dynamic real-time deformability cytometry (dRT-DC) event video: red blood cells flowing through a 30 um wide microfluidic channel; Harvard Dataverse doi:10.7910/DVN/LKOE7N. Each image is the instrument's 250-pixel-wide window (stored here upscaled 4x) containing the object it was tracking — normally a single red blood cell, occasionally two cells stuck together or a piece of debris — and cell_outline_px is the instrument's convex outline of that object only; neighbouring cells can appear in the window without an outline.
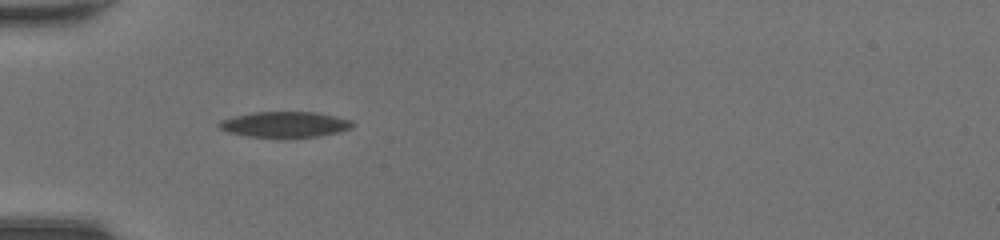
{"species": "common noctule bat (a hibernating species)", "species_latin": "Nyctalus noctula", "temperature_condition": "room temperature", "stored_images_in_passage": 33, "camera_frame_rate_fps": 3000, "um_per_image_px": 0.085, "animal": {"sex": "female", "body_mass_g": 20.0, "forearm_length_mm": 54.0}, "frame": {"image": 1, "passage_image": 1, "time_ms": 0.0, "image_size_px": [1000, 240], "cell_outline_px": [[356, 124], [352, 128], [340, 132], [320, 136], [248, 136], [228, 132], [220, 128], [216, 124], [220, 120], [232, 116], [256, 112], [316, 112], [336, 116], [352, 120]], "centroid_in_image_um": [24.25, 10.56], "position_along_channel_um": 60.8, "area_um2": 19.83}}
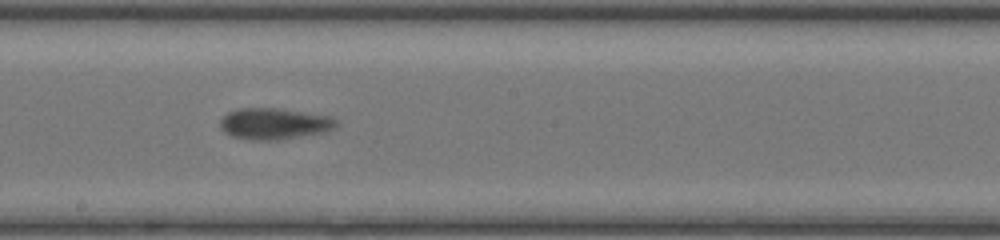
{"frame": {"image": 2, "passage_image": 13, "time_ms": 4.0, "image_size_px": [1000, 240], "cell_outline_px": [[340, 124], [336, 128], [324, 132], [280, 140], [256, 140], [232, 136], [224, 132], [220, 128], [220, 120], [228, 112], [236, 108], [280, 108], [332, 116]], "centroid_in_image_um": [23.34, 10.5], "position_along_channel_um": 224.9, "area_um2": 21.44}}
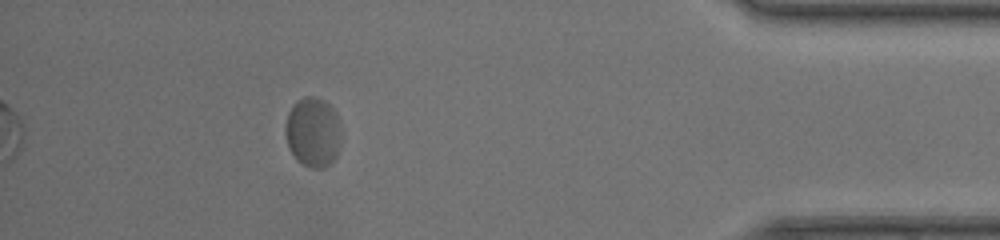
{"frame": {"image": 3, "passage_image": 29, "time_ms": 9.333, "image_size_px": [1000, 240], "cell_outline_px": [[340, 148], [336, 160], [332, 164], [324, 168], [312, 168], [296, 160], [288, 148], [284, 132], [284, 128], [288, 112], [292, 104], [296, 100], [304, 96], [316, 96], [324, 100], [336, 112], [340, 120]], "centroid_in_image_um": [26.61, 11.24], "position_along_channel_um": 408.6, "area_um2": 23.47}, "authors_computed_cell_mechanics": {"area_um2": 21.2126, "velocity_mm_per_s": 4.2706, "shape_relaxation_time_tau1_ms": 4.03, "shape_relaxation_time_tau2_ms": 0.9969, "deformation_change_tau1": 0.14, "deformation_change_tau2": 0.0546}}